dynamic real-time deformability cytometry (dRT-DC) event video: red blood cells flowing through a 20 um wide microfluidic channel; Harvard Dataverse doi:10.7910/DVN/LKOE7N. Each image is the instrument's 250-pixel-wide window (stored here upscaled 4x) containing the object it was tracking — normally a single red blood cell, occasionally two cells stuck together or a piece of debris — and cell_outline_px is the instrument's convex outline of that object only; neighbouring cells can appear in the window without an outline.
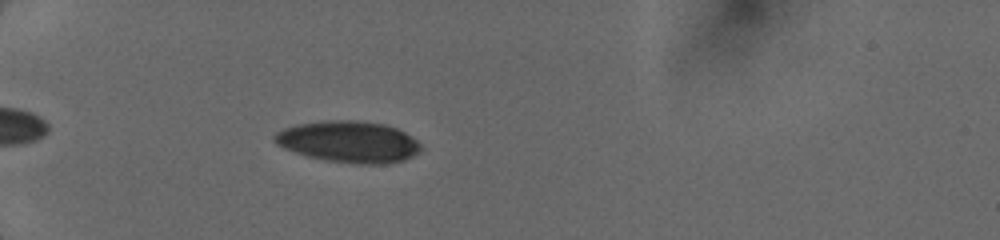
{"species": "human", "species_latin": "Homo sapiens", "temperature_condition": "cold", "stored_images_in_passage": 23, "camera_frame_rate_fps": 3000, "um_per_image_px": 0.085, "donor": {"sex": "female"}, "frame": {"image": 1, "passage_image": 5, "time_ms": 1.333, "image_size_px": [1000, 240], "cell_outline_px": [[420, 152], [404, 160], [384, 164], [356, 164], [328, 160], [308, 156], [284, 148], [276, 144], [272, 136], [276, 132], [284, 128], [296, 124], [324, 120], [356, 120], [384, 124], [396, 128], [404, 132], [416, 140], [420, 144]], "centroid_in_image_um": [29.62, 12.04], "position_along_channel_um": 55.4, "area_um2": 35.32}}
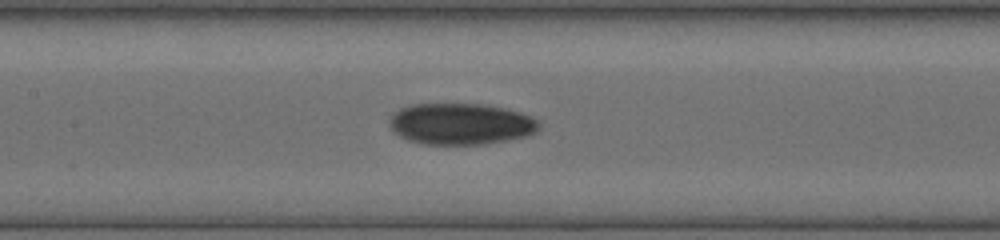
{"frame": {"image": 2, "passage_image": 16, "time_ms": 4.667, "image_size_px": [1000, 240], "cell_outline_px": [[540, 128], [536, 132], [528, 136], [484, 144], [424, 144], [408, 140], [392, 132], [388, 124], [392, 116], [400, 108], [412, 104], [484, 104], [504, 108], [520, 112], [532, 116], [540, 120]], "centroid_in_image_um": [39.19, 10.53], "position_along_channel_um": 168.2, "area_um2": 36.3}}
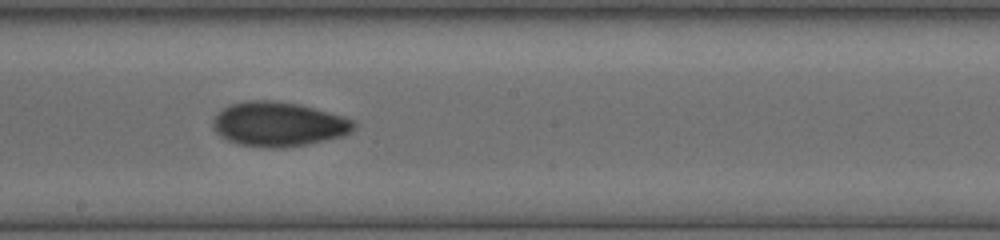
{"frame": {"image": 3, "passage_image": 20, "time_ms": 6.0, "image_size_px": [1000, 240], "cell_outline_px": [[356, 128], [352, 132], [344, 136], [308, 144], [284, 148], [264, 148], [240, 144], [228, 140], [220, 136], [212, 128], [212, 120], [224, 108], [232, 104], [244, 100], [280, 100], [300, 104], [316, 108], [344, 116], [356, 120]], "centroid_in_image_um": [23.73, 10.55], "position_along_channel_um": 224.5, "area_um2": 37.11}}